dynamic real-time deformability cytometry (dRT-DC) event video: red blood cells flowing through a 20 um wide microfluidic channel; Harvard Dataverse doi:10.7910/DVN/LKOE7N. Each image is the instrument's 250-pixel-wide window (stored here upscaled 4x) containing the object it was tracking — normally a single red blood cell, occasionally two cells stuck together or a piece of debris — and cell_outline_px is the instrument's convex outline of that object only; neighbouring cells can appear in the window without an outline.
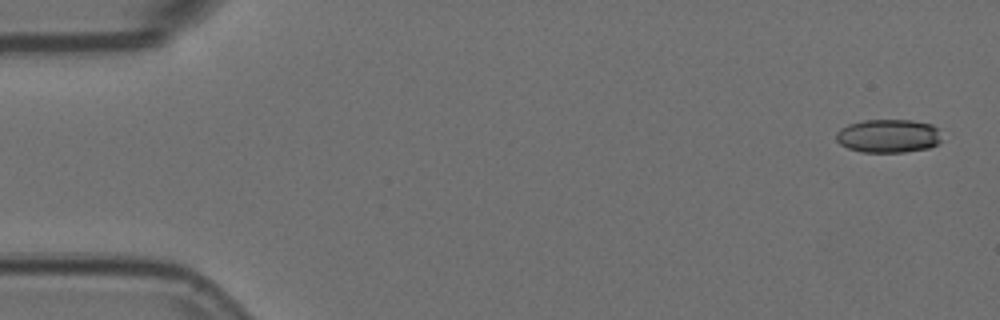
{"species": "Egyptian fruit bat (a non-hibernating species)", "species_latin": "Rousettus aegyptiacus", "temperature_condition": "room temperature", "stored_images_in_passage": 5, "camera_frame_rate_fps": 3000, "um_per_image_px": 0.085, "animal": {"sex": "female"}, "frame": {"image": 1, "passage_image": 1, "time_ms": 0.0, "image_size_px": [1000, 320], "cell_outline_px": [[940, 140], [936, 144], [928, 148], [904, 152], [864, 152], [848, 148], [840, 144], [836, 140], [836, 132], [840, 128], [848, 124], [864, 120], [912, 120], [932, 124], [940, 128]], "centroid_in_image_um": [75.51, 11.54], "position_along_channel_um": 9.5, "area_um2": 20.69}}
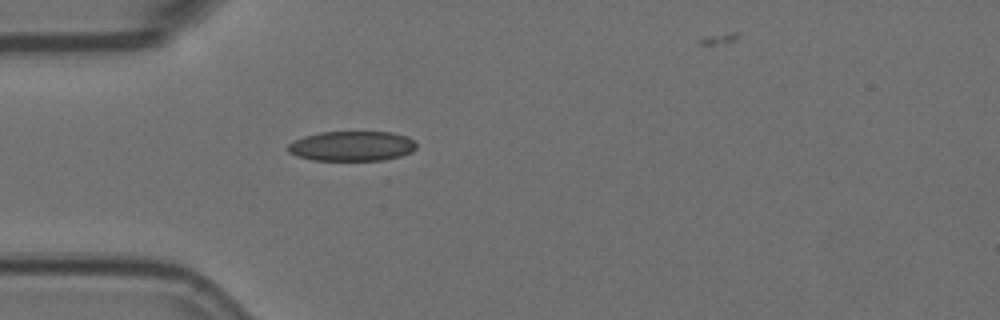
{"frame": {"image": 2, "passage_image": 5, "time_ms": 1.333, "image_size_px": [1000, 320], "cell_outline_px": [[416, 148], [412, 152], [400, 156], [384, 160], [312, 160], [296, 156], [288, 152], [288, 144], [292, 140], [304, 136], [320, 132], [392, 132], [408, 136], [416, 140]], "centroid_in_image_um": [29.92, 12.41], "position_along_channel_um": 55.1, "area_um2": 22.66}}